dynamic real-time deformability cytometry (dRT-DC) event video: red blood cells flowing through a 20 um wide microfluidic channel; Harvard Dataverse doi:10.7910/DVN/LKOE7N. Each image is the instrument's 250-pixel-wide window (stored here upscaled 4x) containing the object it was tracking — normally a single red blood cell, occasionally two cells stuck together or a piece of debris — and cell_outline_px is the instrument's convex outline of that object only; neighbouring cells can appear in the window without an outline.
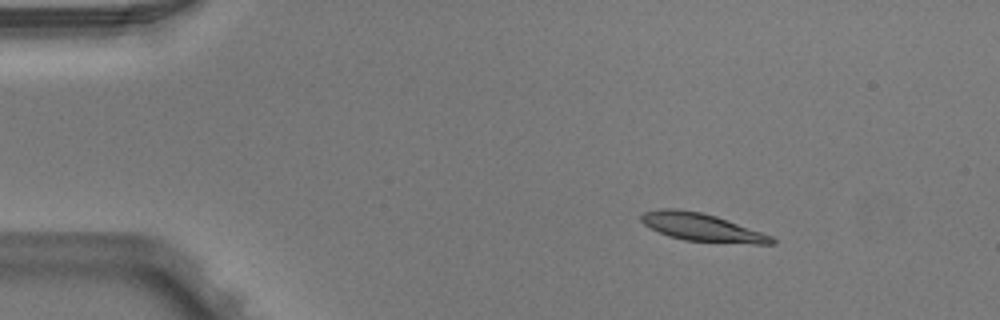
{"species": "Egyptian fruit bat (a non-hibernating species)", "species_latin": "Rousettus aegyptiacus", "temperature_condition": "warm", "stored_images_in_passage": 4, "camera_frame_rate_fps": 3000, "um_per_image_px": 0.085, "animal": {"sex": "male"}, "frame": {"image": 1, "passage_image": 3, "time_ms": 0.667, "image_size_px": [1000, 320], "cell_outline_px": [[776, 244], [756, 244], [684, 240], [668, 236], [644, 224], [640, 220], [640, 216], [644, 212], [660, 208], [676, 208], [700, 212], [716, 216], [772, 236], [776, 240]], "centroid_in_image_um": [59.65, 19.32], "position_along_channel_um": 25.4, "area_um2": 20.98}}